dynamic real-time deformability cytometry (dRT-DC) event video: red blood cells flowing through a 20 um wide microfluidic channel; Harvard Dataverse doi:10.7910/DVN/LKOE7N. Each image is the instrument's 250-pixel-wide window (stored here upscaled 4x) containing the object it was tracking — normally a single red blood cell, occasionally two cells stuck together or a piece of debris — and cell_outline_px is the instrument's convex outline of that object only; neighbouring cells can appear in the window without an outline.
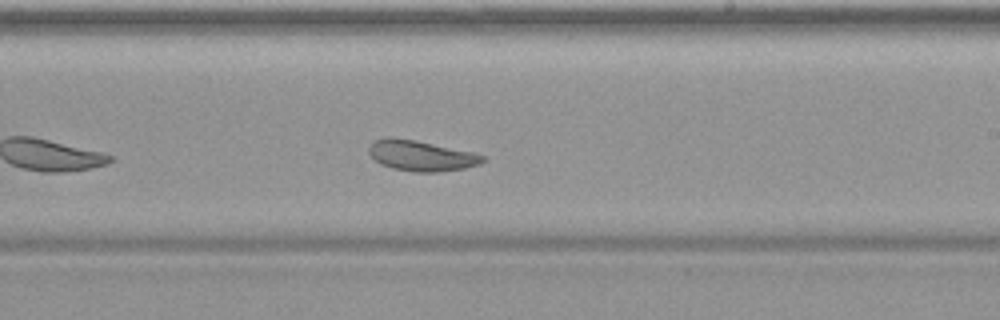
{"species": "common noctule bat (a hibernating species)", "species_latin": "Nyctalus noctula", "temperature_condition": "warm", "stored_images_in_passage": 29, "camera_frame_rate_fps": 3000, "um_per_image_px": 0.085, "animal": {"sex": "female", "body_mass_g": 19.9}, "frame": {"image": 1, "passage_image": 17, "time_ms": 5.333, "image_size_px": [1000, 320], "cell_outline_px": [[484, 160], [480, 164], [464, 168], [436, 172], [416, 172], [392, 168], [380, 164], [368, 152], [368, 148], [376, 140], [416, 140], [476, 152], [484, 156]], "centroid_in_image_um": [35.89, 13.27], "position_along_channel_um": 253.1, "area_um2": 19.71}}